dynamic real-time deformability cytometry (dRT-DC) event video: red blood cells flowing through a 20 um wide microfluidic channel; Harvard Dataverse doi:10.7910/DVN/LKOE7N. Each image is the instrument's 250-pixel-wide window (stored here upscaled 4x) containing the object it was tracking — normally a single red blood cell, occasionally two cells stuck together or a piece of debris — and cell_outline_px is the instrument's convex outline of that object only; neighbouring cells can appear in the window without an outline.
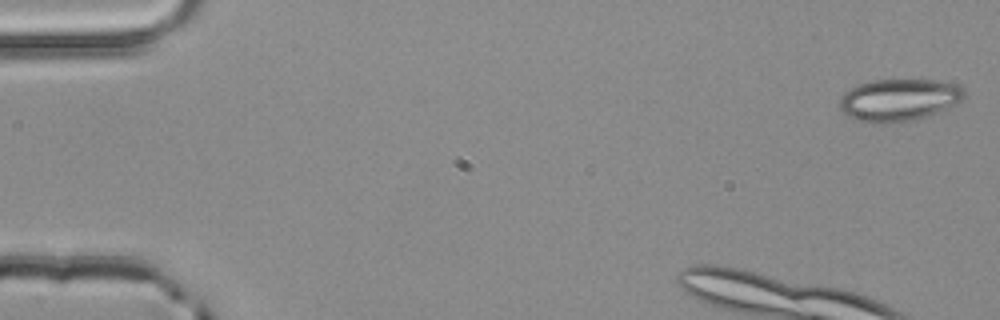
{"species": "common noctule bat (a hibernating species)", "species_latin": "Nyctalus noctula", "temperature_condition": "room temperature", "stored_images_in_passage": 4, "camera_frame_rate_fps": 3000, "um_per_image_px": 0.085, "animal": {"sex": "male", "body_mass_g": 20.4}, "frame": {"image": 1, "passage_image": 1, "time_ms": 0.0, "image_size_px": [1000, 320], "cell_outline_px": [[964, 96], [960, 100], [936, 112], [916, 120], [884, 124], [880, 124], [852, 120], [840, 108], [840, 100], [844, 92], [860, 84], [872, 80], [932, 80], [956, 84], [964, 88]], "centroid_in_image_um": [76.36, 8.51], "position_along_channel_um": 8.6, "area_um2": 30.4}}